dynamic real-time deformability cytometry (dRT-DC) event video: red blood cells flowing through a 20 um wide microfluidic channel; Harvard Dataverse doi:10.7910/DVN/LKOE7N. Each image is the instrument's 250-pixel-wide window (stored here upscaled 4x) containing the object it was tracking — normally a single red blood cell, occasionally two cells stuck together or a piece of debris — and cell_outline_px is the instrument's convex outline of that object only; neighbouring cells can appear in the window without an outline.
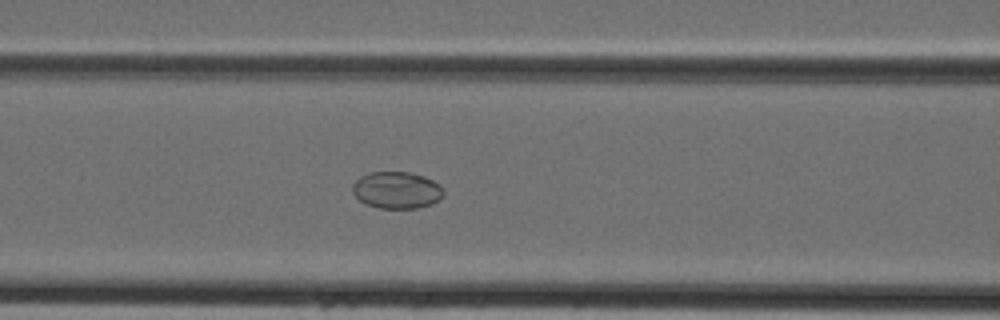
{"species": "Egyptian fruit bat (a non-hibernating species)", "species_latin": "Rousettus aegyptiacus", "temperature_condition": "cold", "stored_images_in_passage": 33, "camera_frame_rate_fps": 3000, "um_per_image_px": 0.085, "animal": {"sex": "female"}, "frame": {"image": 1, "passage_image": 13, "time_ms": 4.0, "image_size_px": [1000, 320], "cell_outline_px": [[444, 192], [440, 200], [432, 204], [416, 208], [380, 208], [368, 204], [360, 200], [352, 192], [352, 184], [360, 176], [372, 172], [408, 172], [424, 176], [440, 184], [444, 188]], "centroid_in_image_um": [33.75, 16.15], "position_along_channel_um": 132.9, "area_um2": 19.59}}
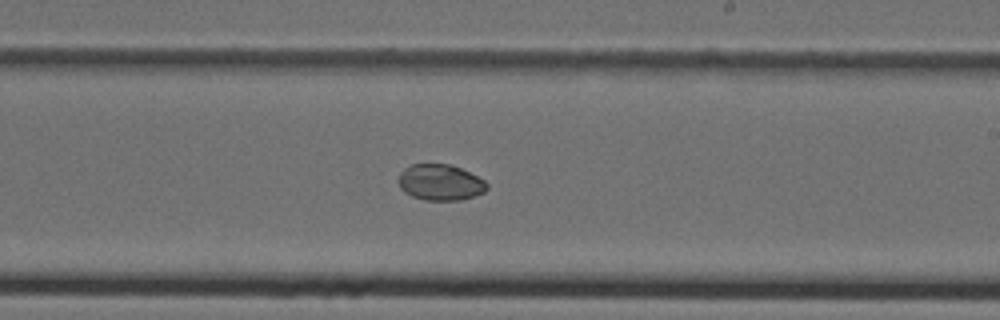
{"frame": {"image": 2, "passage_image": 21, "time_ms": 6.667, "image_size_px": [1000, 320], "cell_outline_px": [[488, 188], [484, 192], [460, 200], [424, 200], [412, 196], [404, 192], [400, 188], [396, 180], [400, 172], [404, 168], [412, 164], [448, 164], [460, 168], [484, 180], [488, 184]], "centroid_in_image_um": [37.37, 15.5], "position_along_channel_um": 251.6, "area_um2": 18.61}}
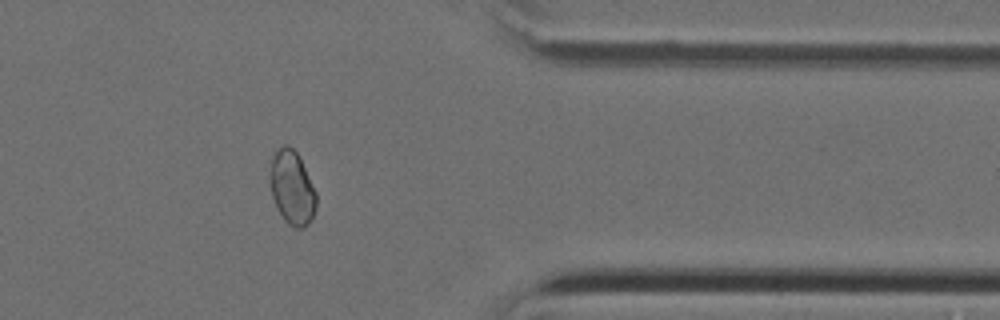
{"frame": {"image": 3, "passage_image": 31, "time_ms": 10.0, "image_size_px": [1000, 320], "cell_outline_px": [[316, 208], [312, 220], [304, 228], [296, 228], [288, 224], [284, 220], [272, 196], [272, 156], [284, 144], [288, 144], [300, 156], [316, 192]], "centroid_in_image_um": [24.88, 15.98], "position_along_channel_um": 386.5, "area_um2": 19.54}}